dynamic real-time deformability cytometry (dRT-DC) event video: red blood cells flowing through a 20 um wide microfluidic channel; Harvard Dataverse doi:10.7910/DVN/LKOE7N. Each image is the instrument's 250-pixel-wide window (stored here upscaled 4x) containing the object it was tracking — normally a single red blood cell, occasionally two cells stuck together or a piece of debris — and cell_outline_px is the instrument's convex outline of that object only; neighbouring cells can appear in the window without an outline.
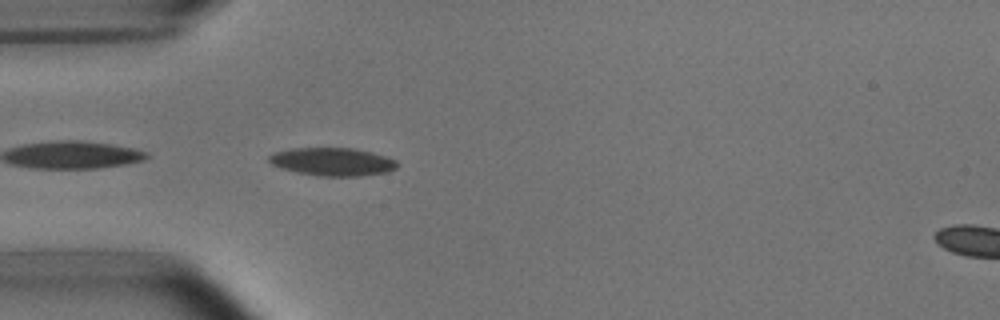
{"species": "common noctule bat (a hibernating species)", "species_latin": "Nyctalus noctula", "temperature_condition": "room temperature", "stored_images_in_passage": 38, "camera_frame_rate_fps": 3000, "um_per_image_px": 0.085, "animal": {"sex": "male", "body_mass_g": 15.6}, "frame": {"image": 1, "passage_image": 1, "time_ms": 0.0, "image_size_px": [1000, 320], "cell_outline_px": [[396, 168], [388, 172], [360, 176], [320, 176], [296, 172], [280, 168], [272, 164], [268, 160], [268, 156], [272, 152], [292, 148], [352, 148], [372, 152], [396, 160]], "centroid_in_image_um": [28.22, 13.74], "position_along_channel_um": 56.8, "area_um2": 20.98}}
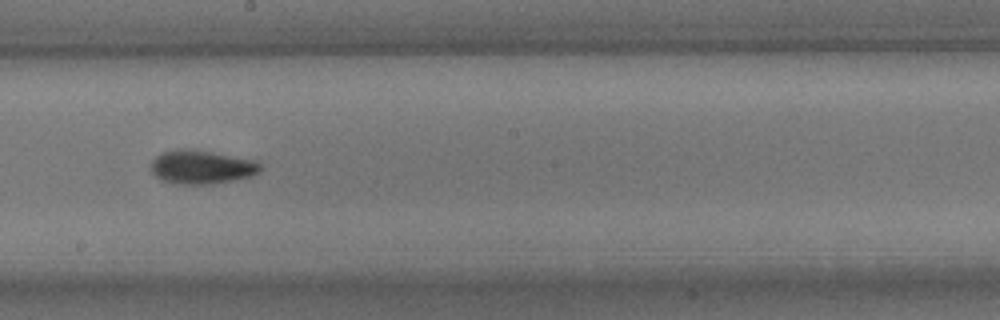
{"frame": {"image": 2, "passage_image": 15, "time_ms": 4.667, "image_size_px": [1000, 320], "cell_outline_px": [[264, 168], [260, 172], [252, 176], [212, 184], [172, 184], [160, 180], [152, 172], [148, 164], [156, 156], [164, 152], [180, 148], [192, 148], [256, 160]], "centroid_in_image_um": [17.12, 14.19], "position_along_channel_um": 231.1, "area_um2": 21.96}}
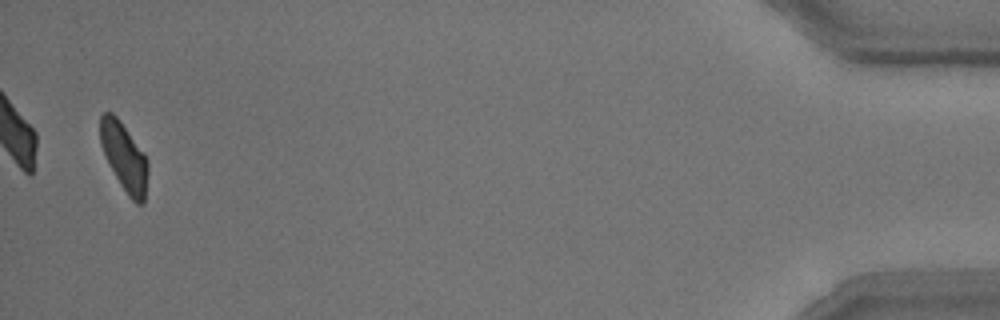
{"frame": {"image": 3, "passage_image": 37, "time_ms": 12.0, "image_size_px": [1000, 320], "cell_outline_px": [[148, 172], [144, 204], [136, 204], [128, 196], [120, 184], [100, 144], [100, 116], [104, 112], [112, 112], [120, 120], [144, 152], [148, 160]], "centroid_in_image_um": [10.58, 13.34], "position_along_channel_um": 424.6, "area_um2": 18.9}, "authors_computed_cell_mechanics": {"area_um2": 20.0566, "velocity_mm_per_s": 3.8031, "shape_relaxation_time_tau1_ms": 2.3717, "shape_relaxation_time_tau2_ms": 2.6255, "deformation_change_tau1": 0.1345, "deformation_change_tau2": 0.0892}}